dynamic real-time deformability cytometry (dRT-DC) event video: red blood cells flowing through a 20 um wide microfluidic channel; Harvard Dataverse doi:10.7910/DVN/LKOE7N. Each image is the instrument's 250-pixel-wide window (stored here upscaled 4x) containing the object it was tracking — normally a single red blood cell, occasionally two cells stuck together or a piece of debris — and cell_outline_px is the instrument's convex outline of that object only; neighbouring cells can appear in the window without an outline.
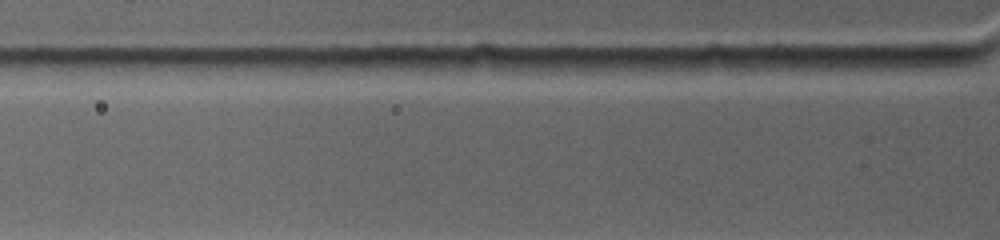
{"species": "common noctule bat (a hibernating species)", "species_latin": "Nyctalus noctula", "temperature_condition": "warm", "stored_images_in_passage": 2, "camera_frame_rate_fps": 4500, "um_per_image_px": 0.085, "animal": {"sex": "female", "body_mass_g": 19.0, "forearm_length_mm": 53.3}, "frame": {"image": 1, "passage_image": 2, "time_ms": 0.444, "image_size_px": [1000, 240], "cell_outline_px": [[984, 60], [968, 64], [928, 68], [836, 76], [816, 68], [864, 56], [968, 56]], "centroid_in_image_um": [75.96, 5.44], "position_along_channel_um": 49.8, "area_um2": 14.22}}